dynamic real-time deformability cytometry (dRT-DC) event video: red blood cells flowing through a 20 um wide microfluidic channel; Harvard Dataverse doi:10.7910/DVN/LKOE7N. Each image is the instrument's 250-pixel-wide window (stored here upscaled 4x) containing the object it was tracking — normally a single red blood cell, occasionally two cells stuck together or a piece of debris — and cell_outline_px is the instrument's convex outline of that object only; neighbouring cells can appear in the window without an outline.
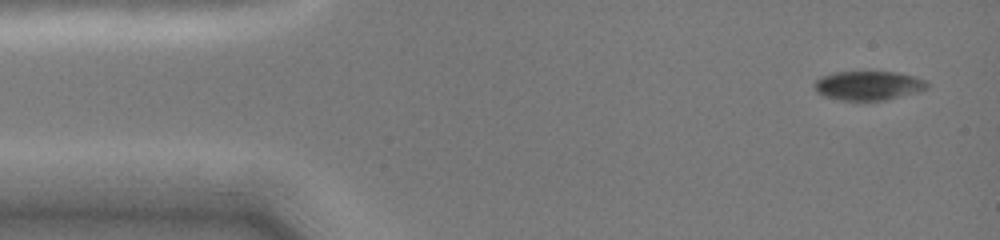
{"species": "common noctule bat (a hibernating species)", "species_latin": "Nyctalus noctula", "temperature_condition": "cold", "stored_images_in_passage": 8, "camera_frame_rate_fps": 3000, "um_per_image_px": 0.085, "animal": {"sex": "female", "body_mass_g": 19.0, "forearm_length_mm": 51.5}, "frame": {"image": 1, "passage_image": 1, "time_ms": 0.0, "image_size_px": [1000, 240], "cell_outline_px": [[928, 88], [916, 92], [884, 100], [840, 100], [824, 96], [816, 92], [816, 80], [820, 76], [832, 72], [896, 72], [912, 76], [924, 80], [928, 84]], "centroid_in_image_um": [73.78, 7.27], "position_along_channel_um": 11.2, "area_um2": 18.9}}
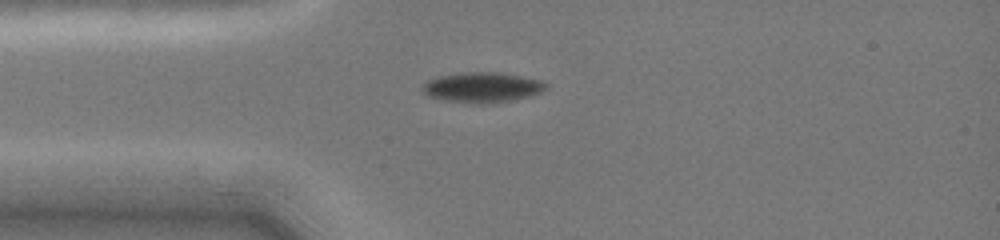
{"frame": {"image": 2, "passage_image": 5, "time_ms": 3.0, "image_size_px": [1000, 240], "cell_outline_px": [[548, 88], [532, 96], [488, 104], [472, 104], [444, 100], [428, 96], [420, 88], [428, 80], [436, 76], [464, 72], [496, 72], [544, 80], [548, 84]], "centroid_in_image_um": [41.0, 7.43], "position_along_channel_um": 44.0, "area_um2": 22.02}}
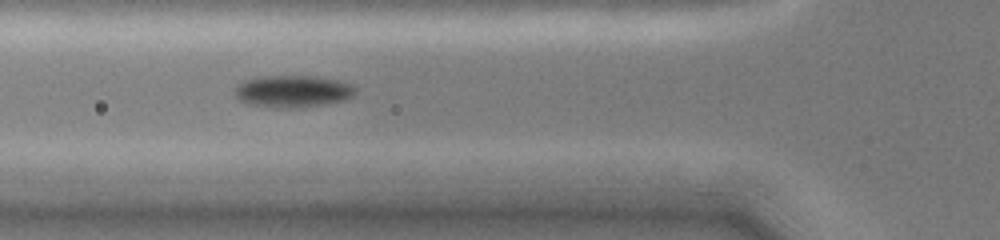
{"frame": {"image": 3, "passage_image": 7, "time_ms": 4.667, "image_size_px": [1000, 240], "cell_outline_px": [[356, 92], [352, 96], [344, 100], [324, 104], [296, 108], [276, 108], [248, 104], [240, 100], [236, 96], [236, 88], [244, 80], [264, 76], [316, 76], [340, 80], [352, 84], [356, 88]], "centroid_in_image_um": [24.93, 7.76], "position_along_channel_um": 100.9, "area_um2": 22.54}}